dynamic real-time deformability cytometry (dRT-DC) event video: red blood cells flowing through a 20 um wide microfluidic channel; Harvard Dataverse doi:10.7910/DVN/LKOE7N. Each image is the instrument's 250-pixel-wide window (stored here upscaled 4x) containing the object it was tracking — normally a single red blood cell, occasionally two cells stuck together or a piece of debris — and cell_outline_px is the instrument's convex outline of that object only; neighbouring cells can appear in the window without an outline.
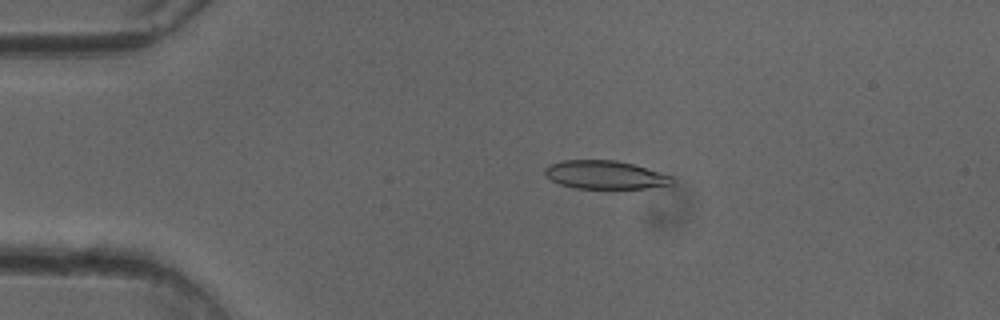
{"species": "common noctule bat (a hibernating species)", "species_latin": "Nyctalus noctula", "temperature_condition": "cold", "stored_images_in_passage": 51, "camera_frame_rate_fps": 3000, "um_per_image_px": 0.085, "animal": {"sex": "female"}, "frame": {"image": 1, "passage_image": 11, "time_ms": 3.333, "image_size_px": [1000, 320], "cell_outline_px": [[672, 184], [644, 188], [572, 188], [560, 184], [552, 180], [544, 172], [544, 168], [548, 164], [564, 160], [616, 160], [632, 164], [672, 176]], "centroid_in_image_um": [51.38, 14.85], "position_along_channel_um": 33.6, "area_um2": 20.75}}
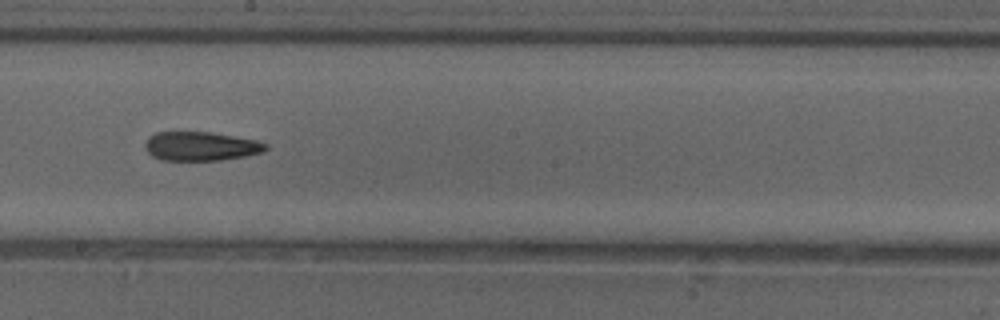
{"frame": {"image": 2, "passage_image": 29, "time_ms": 9.333, "image_size_px": [1000, 320], "cell_outline_px": [[268, 148], [264, 152], [244, 156], [220, 160], [160, 160], [152, 156], [144, 148], [144, 144], [148, 136], [156, 132], [212, 132], [256, 140], [268, 144]], "centroid_in_image_um": [17.05, 12.42], "position_along_channel_um": 231.1, "area_um2": 20.52}}
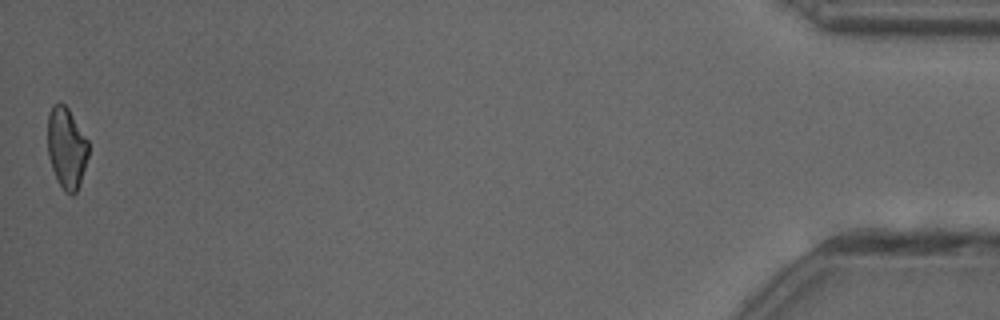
{"frame": {"image": 3, "passage_image": 51, "time_ms": 16.667, "image_size_px": [1000, 320], "cell_outline_px": [[88, 156], [76, 192], [72, 196], [64, 192], [56, 180], [48, 156], [48, 112], [52, 104], [60, 100], [68, 108], [88, 140]], "centroid_in_image_um": [5.63, 12.55], "position_along_channel_um": 429.6, "area_um2": 19.42}, "authors_computed_cell_mechanics": {"area_um2": 21.2126, "velocity_mm_per_s": 4.0463, "shape_relaxation_time_tau1_ms": 6.4702, "shape_relaxation_time_tau2_ms": 4.3229, "deformation_change_tau1": 0.1696, "deformation_change_tau2": 0.1323}}